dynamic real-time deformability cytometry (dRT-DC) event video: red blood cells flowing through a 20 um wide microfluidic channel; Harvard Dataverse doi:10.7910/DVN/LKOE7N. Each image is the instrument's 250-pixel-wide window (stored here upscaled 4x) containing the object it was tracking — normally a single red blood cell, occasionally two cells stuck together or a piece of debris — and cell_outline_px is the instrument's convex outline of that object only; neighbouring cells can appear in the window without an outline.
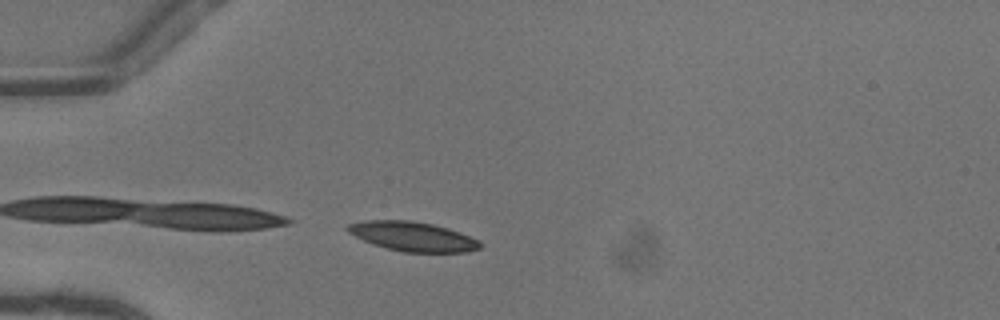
{"species": "common noctule bat (a hibernating species)", "species_latin": "Nyctalus noctula", "temperature_condition": "warm", "stored_images_in_passage": 3, "camera_frame_rate_fps": 3000, "um_per_image_px": 0.085, "animal": {"sex": "female"}, "frame": {"image": 1, "passage_image": 3, "time_ms": 0.667, "image_size_px": [1000, 320], "cell_outline_px": [[484, 244], [480, 248], [468, 252], [404, 252], [372, 244], [348, 232], [344, 228], [348, 224], [364, 220], [412, 220], [432, 224], [448, 228], [480, 240]], "centroid_in_image_um": [35.1, 20.09], "position_along_channel_um": 49.9, "area_um2": 22.77}}